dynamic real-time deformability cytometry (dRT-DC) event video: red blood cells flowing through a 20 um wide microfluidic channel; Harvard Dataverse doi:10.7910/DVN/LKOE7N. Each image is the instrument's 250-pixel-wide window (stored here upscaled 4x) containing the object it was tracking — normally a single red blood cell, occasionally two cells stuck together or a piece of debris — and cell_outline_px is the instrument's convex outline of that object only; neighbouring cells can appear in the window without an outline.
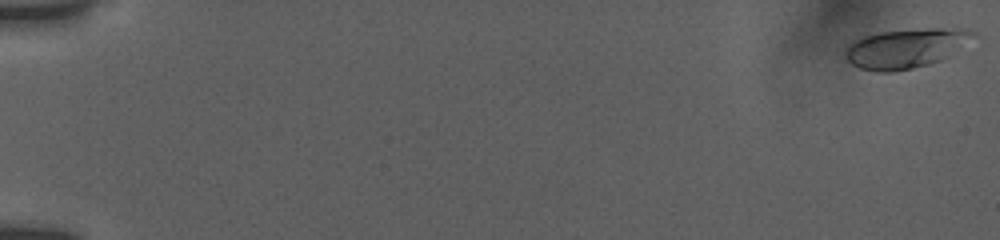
{"species": "human", "species_latin": "Homo sapiens", "temperature_condition": "room temperature", "stored_images_in_passage": 55, "camera_frame_rate_fps": 3000, "um_per_image_px": 0.085, "donor": {"sex": "female"}, "frame": {"image": 1, "passage_image": 1, "time_ms": 0.0, "image_size_px": [1000, 240], "cell_outline_px": [[980, 36], [948, 56], [940, 60], [928, 64], [912, 68], [888, 72], [876, 72], [860, 68], [852, 64], [848, 60], [844, 52], [856, 40], [864, 36], [880, 32], [928, 28], [968, 28], [976, 32]], "centroid_in_image_um": [77.1, 4.08], "position_along_channel_um": 7.9, "area_um2": 29.36}}
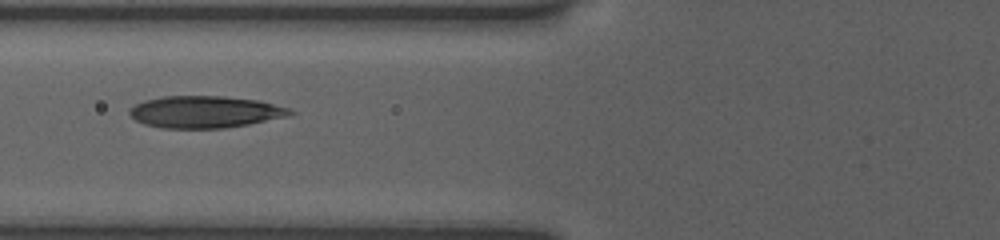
{"frame": {"image": 2, "passage_image": 32, "time_ms": 7.667, "image_size_px": [1000, 240], "cell_outline_px": [[296, 112], [288, 116], [248, 124], [224, 128], [160, 128], [144, 124], [136, 120], [128, 112], [136, 104], [144, 100], [164, 96], [224, 96], [260, 100], [288, 108]], "centroid_in_image_um": [17.43, 9.51], "position_along_channel_um": 108.4, "area_um2": 29.82}}
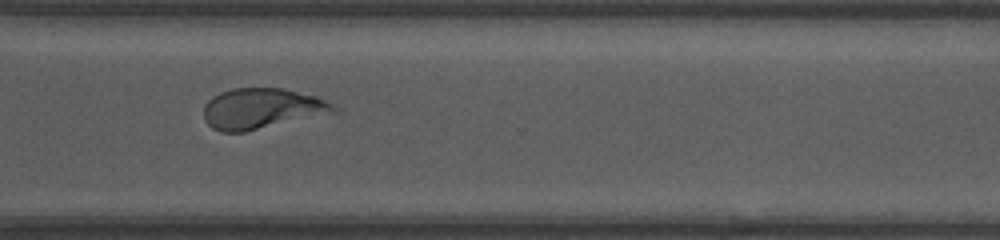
{"frame": {"image": 3, "passage_image": 54, "time_ms": 14.0, "image_size_px": [1000, 240], "cell_outline_px": [[340, 112], [244, 132], [220, 132], [212, 128], [204, 120], [204, 104], [212, 96], [220, 92], [232, 88], [280, 88], [316, 96], [332, 104]], "centroid_in_image_um": [22.24, 9.24], "position_along_channel_um": 348.4, "area_um2": 30.92}}